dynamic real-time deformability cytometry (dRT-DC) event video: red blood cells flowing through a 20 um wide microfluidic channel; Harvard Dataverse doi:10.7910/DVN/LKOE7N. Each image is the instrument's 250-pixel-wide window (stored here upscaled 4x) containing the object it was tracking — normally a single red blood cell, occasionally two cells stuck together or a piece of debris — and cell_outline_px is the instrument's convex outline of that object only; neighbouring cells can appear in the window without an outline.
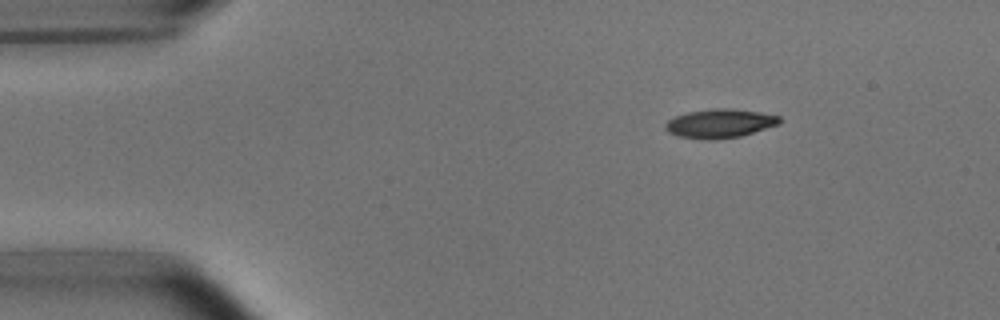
{"species": "common noctule bat (a hibernating species)", "species_latin": "Nyctalus noctula", "temperature_condition": "room temperature", "stored_images_in_passage": 3, "camera_frame_rate_fps": 3000, "um_per_image_px": 0.085, "animal": {"sex": "male", "body_mass_g": 15.6}, "frame": {"image": 1, "passage_image": 1, "time_ms": 0.0, "image_size_px": [1000, 320], "cell_outline_px": [[780, 124], [740, 136], [712, 140], [708, 140], [676, 136], [668, 132], [664, 128], [664, 124], [668, 120], [676, 116], [688, 112], [712, 108], [728, 108], [760, 112], [780, 116]], "centroid_in_image_um": [61.16, 10.49], "position_along_channel_um": 23.8, "area_um2": 19.25}}